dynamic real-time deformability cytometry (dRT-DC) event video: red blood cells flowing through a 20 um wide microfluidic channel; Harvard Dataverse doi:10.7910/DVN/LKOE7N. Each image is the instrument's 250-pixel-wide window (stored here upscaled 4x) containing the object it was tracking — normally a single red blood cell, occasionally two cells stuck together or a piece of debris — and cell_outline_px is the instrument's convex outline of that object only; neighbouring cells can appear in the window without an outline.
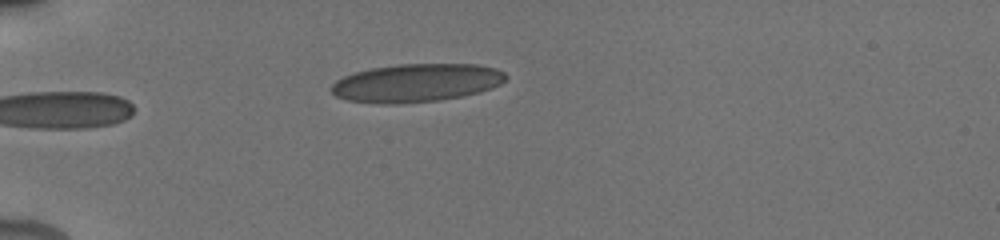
{"species": "human", "species_latin": "Homo sapiens", "temperature_condition": "cold", "stored_images_in_passage": 8, "camera_frame_rate_fps": 3000, "um_per_image_px": 0.085, "donor": {"sex": "male"}, "frame": {"image": 1, "passage_image": 8, "time_ms": 7.333, "image_size_px": [1000, 240], "cell_outline_px": [[508, 76], [500, 84], [492, 88], [480, 92], [464, 96], [440, 100], [396, 104], [380, 104], [348, 100], [336, 96], [328, 88], [336, 80], [344, 76], [356, 72], [372, 68], [400, 64], [480, 64], [496, 68], [504, 72]], "centroid_in_image_um": [35.41, 7.05], "position_along_channel_um": 49.6, "area_um2": 39.07}}